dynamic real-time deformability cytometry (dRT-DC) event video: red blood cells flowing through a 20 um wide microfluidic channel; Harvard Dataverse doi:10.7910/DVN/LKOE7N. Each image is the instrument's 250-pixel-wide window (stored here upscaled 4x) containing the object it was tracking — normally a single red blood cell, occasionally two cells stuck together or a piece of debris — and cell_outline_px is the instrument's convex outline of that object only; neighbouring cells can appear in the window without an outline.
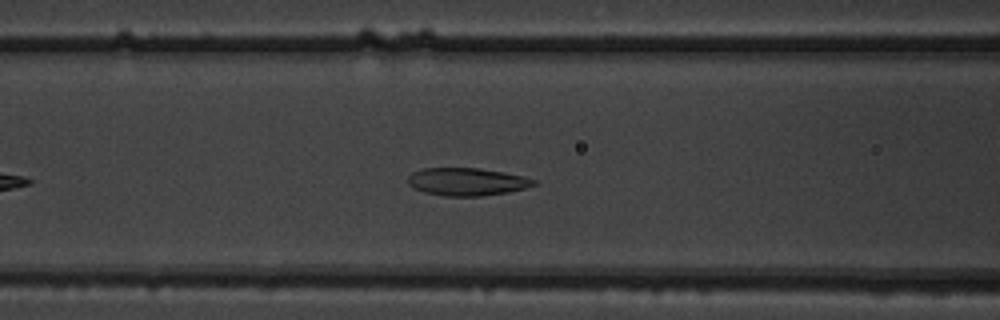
{"species": "common noctule bat (a hibernating species)", "species_latin": "Nyctalus noctula", "temperature_condition": "warm", "stored_images_in_passage": 40, "camera_frame_rate_fps": 3000, "um_per_image_px": 0.085, "animal": {"sex": "male", "body_mass_g": 19.5, "forearm_length_mm": 54.6}, "frame": {"image": 1, "passage_image": 11, "time_ms": 3.333, "image_size_px": [1000, 320], "cell_outline_px": [[536, 184], [524, 188], [508, 192], [480, 196], [444, 196], [424, 192], [412, 188], [408, 184], [408, 176], [412, 172], [424, 168], [480, 168], [524, 176], [536, 180]], "centroid_in_image_um": [39.65, 15.44], "position_along_channel_um": 126.9, "area_um2": 20.35}}
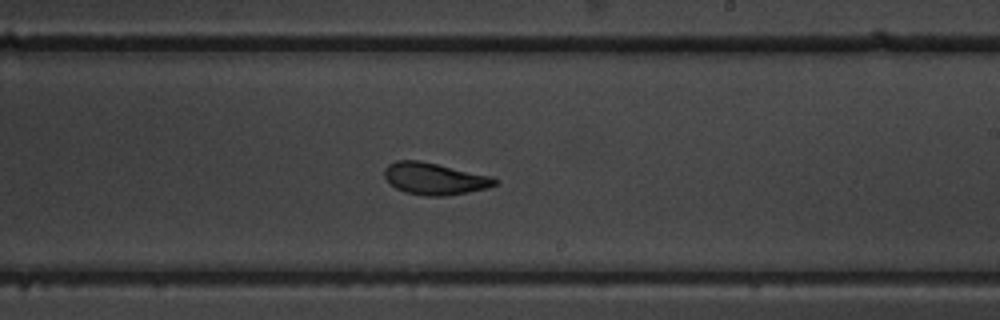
{"frame": {"image": 2, "passage_image": 21, "time_ms": 6.667, "image_size_px": [1000, 320], "cell_outline_px": [[496, 184], [488, 188], [468, 192], [444, 196], [424, 196], [404, 192], [396, 188], [384, 176], [384, 168], [388, 164], [396, 160], [420, 160], [488, 176], [496, 180]], "centroid_in_image_um": [36.87, 15.19], "position_along_channel_um": 252.1, "area_um2": 20.23}}
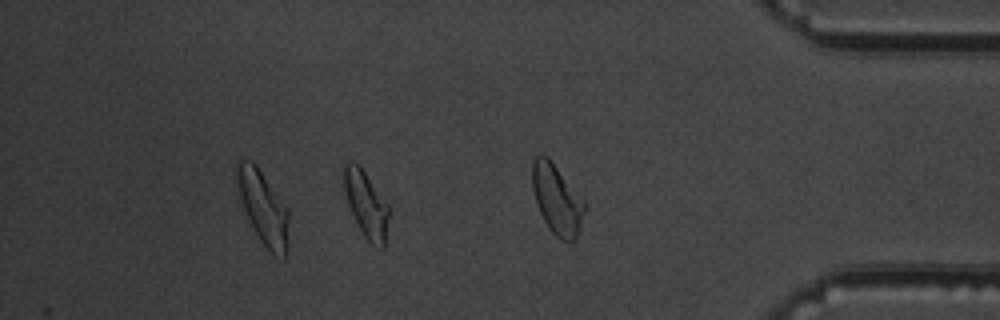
{"frame": {"image": 3, "passage_image": 33, "time_ms": 10.667, "image_size_px": [1000, 320], "cell_outline_px": [[388, 216], [384, 248], [380, 248], [372, 244], [364, 236], [348, 204], [344, 188], [340, 164], [348, 160], [352, 160], [364, 172], [388, 204]], "centroid_in_image_um": [31.07, 17.29], "position_along_channel_um": 404.1, "area_um2": 17.17}, "authors_computed_cell_mechanics": {"area_um2": 20.4034, "velocity_mm_per_s": 3.7669, "shape_relaxation_time_tau1_ms": 3.9609, "shape_relaxation_time_tau2_ms": 1.3034, "deformation_change_tau1": 0.1206, "deformation_change_tau2": 0.0676}}